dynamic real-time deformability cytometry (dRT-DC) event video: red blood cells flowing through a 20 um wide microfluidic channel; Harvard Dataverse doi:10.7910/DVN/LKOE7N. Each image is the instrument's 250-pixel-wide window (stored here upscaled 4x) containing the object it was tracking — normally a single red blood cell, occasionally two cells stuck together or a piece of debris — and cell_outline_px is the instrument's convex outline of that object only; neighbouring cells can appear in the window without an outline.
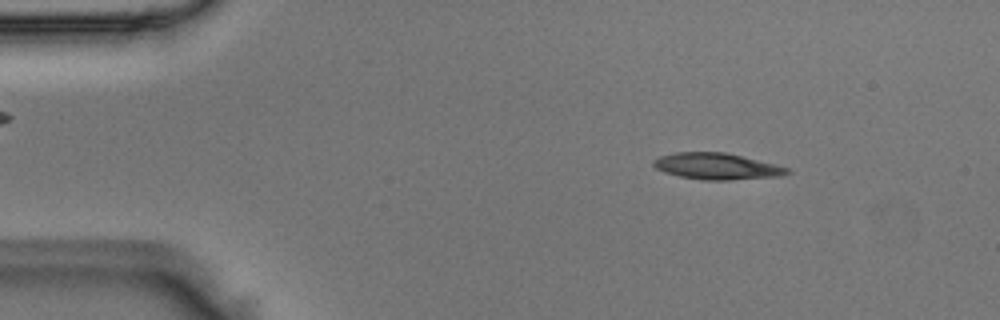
{"species": "Egyptian fruit bat (a non-hibernating species)", "species_latin": "Rousettus aegyptiacus", "temperature_condition": "room temperature", "stored_images_in_passage": 50, "camera_frame_rate_fps": 3000, "um_per_image_px": 0.085, "animal": {"sex": "male"}, "frame": {"image": 1, "passage_image": 6, "time_ms": 1.667, "image_size_px": [1000, 320], "cell_outline_px": [[792, 172], [780, 176], [732, 180], [700, 180], [680, 176], [664, 172], [656, 168], [652, 164], [652, 160], [660, 156], [676, 152], [728, 152], [788, 168]], "centroid_in_image_um": [60.91, 14.13], "position_along_channel_um": 24.1, "area_um2": 20.58}}
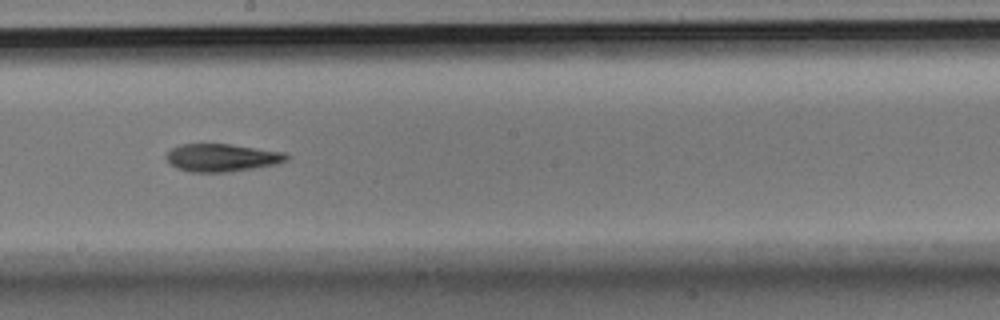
{"frame": {"image": 2, "passage_image": 27, "time_ms": 8.667, "image_size_px": [1000, 320], "cell_outline_px": [[288, 160], [276, 164], [232, 172], [192, 172], [176, 168], [168, 164], [164, 156], [172, 148], [180, 144], [232, 144], [284, 152], [288, 156]], "centroid_in_image_um": [18.82, 13.4], "position_along_channel_um": 229.4, "area_um2": 19.65}}
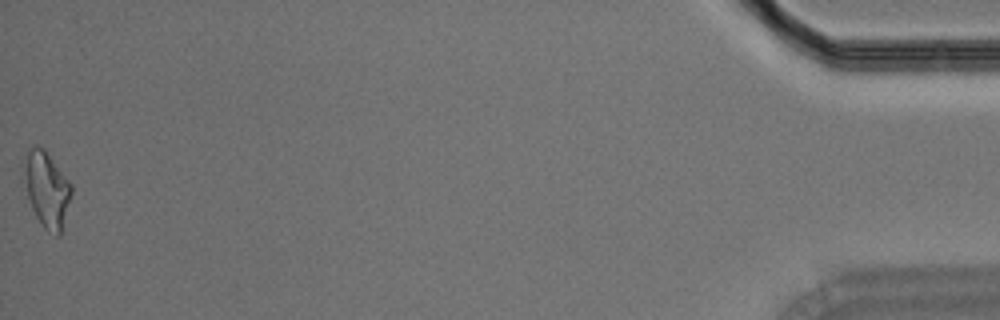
{"frame": {"image": 3, "passage_image": 50, "time_ms": 16.333, "image_size_px": [1000, 320], "cell_outline_px": [[72, 192], [60, 236], [56, 236], [48, 232], [44, 228], [36, 216], [32, 208], [20, 180], [20, 160], [32, 144], [36, 144], [44, 148], [72, 184]], "centroid_in_image_um": [3.88, 16.01], "position_along_channel_um": 431.3, "area_um2": 21.96}}